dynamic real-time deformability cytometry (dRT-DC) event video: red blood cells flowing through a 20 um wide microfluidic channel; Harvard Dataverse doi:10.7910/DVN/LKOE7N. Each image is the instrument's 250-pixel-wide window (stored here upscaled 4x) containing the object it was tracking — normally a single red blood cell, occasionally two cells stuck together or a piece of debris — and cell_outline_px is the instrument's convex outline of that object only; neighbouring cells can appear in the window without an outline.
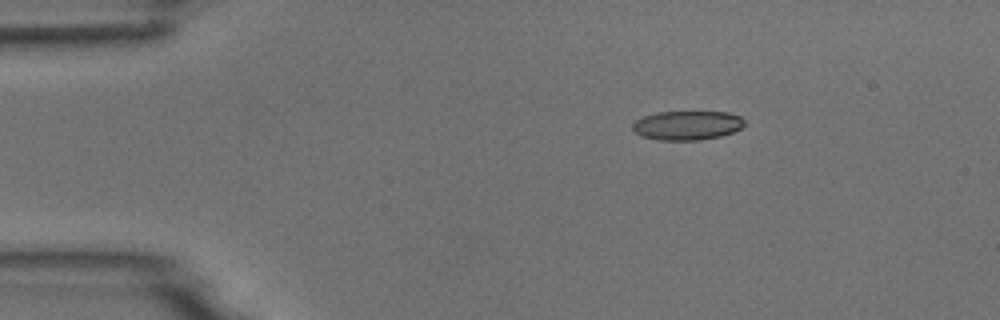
{"species": "common noctule bat (a hibernating species)", "species_latin": "Nyctalus noctula", "temperature_condition": "room temperature", "stored_images_in_passage": 3, "camera_frame_rate_fps": 3000, "um_per_image_px": 0.085, "animal": {"sex": "male", "body_mass_g": 18.8}, "frame": {"image": 1, "passage_image": 1, "time_ms": 0.0, "image_size_px": [1000, 320], "cell_outline_px": [[744, 124], [740, 128], [732, 132], [720, 136], [700, 140], [656, 140], [640, 136], [632, 128], [632, 124], [636, 120], [644, 116], [656, 112], [728, 112], [740, 116], [744, 120]], "centroid_in_image_um": [58.38, 10.66], "position_along_channel_um": 26.6, "area_um2": 19.02}}
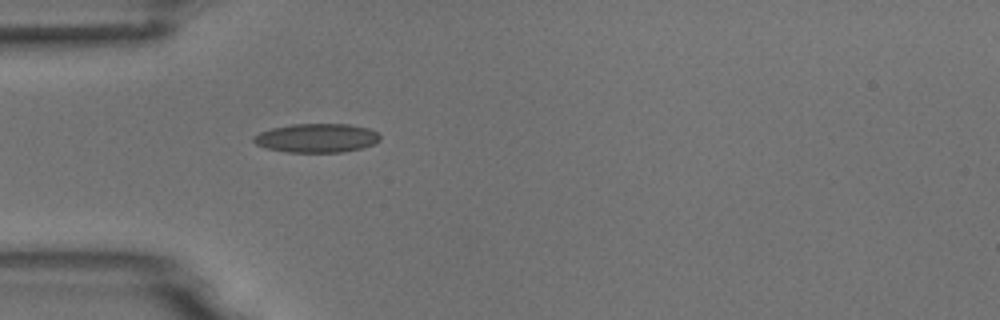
{"frame": {"image": 2, "passage_image": 3, "time_ms": 2.333, "image_size_px": [1000, 320], "cell_outline_px": [[380, 140], [364, 148], [340, 152], [288, 152], [268, 148], [256, 144], [252, 140], [252, 136], [260, 132], [272, 128], [292, 124], [348, 124], [368, 128], [376, 132], [380, 136]], "centroid_in_image_um": [26.91, 11.73], "position_along_channel_um": 58.1, "area_um2": 21.21}}